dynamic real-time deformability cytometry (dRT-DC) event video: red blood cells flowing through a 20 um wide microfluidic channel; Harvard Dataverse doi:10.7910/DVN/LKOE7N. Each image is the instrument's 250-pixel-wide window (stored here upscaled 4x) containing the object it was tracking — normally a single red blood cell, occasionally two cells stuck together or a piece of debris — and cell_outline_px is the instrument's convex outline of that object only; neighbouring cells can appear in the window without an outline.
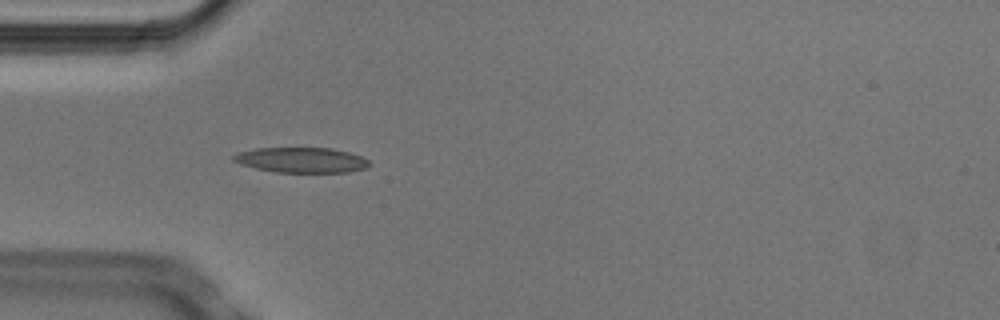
{"species": "Egyptian fruit bat (a non-hibernating species)", "species_latin": "Rousettus aegyptiacus", "temperature_condition": "cold", "stored_images_in_passage": 2, "camera_frame_rate_fps": 3000, "um_per_image_px": 0.085, "animal": {"sex": "male"}, "frame": {"image": 1, "passage_image": 2, "time_ms": 0.333, "image_size_px": [1000, 320], "cell_outline_px": [[372, 164], [364, 168], [348, 172], [276, 172], [256, 168], [240, 164], [232, 160], [232, 156], [240, 152], [256, 148], [332, 148], [348, 152], [360, 156], [368, 160]], "centroid_in_image_um": [25.62, 13.6], "position_along_channel_um": 59.4, "area_um2": 19.83}}